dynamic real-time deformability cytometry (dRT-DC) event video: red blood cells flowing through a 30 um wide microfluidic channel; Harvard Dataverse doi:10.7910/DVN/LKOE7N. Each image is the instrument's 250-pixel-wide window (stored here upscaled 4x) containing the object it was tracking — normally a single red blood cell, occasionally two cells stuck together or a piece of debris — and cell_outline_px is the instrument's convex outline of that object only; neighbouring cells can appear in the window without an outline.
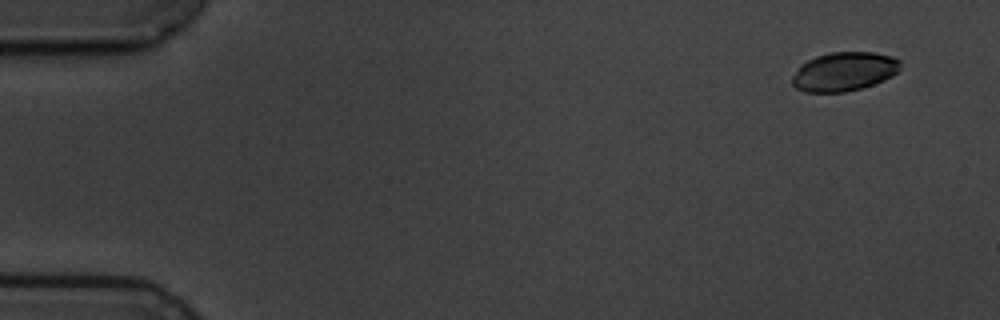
{"species": "common noctule bat (a hibernating species)", "species_latin": "Nyctalus noctula", "temperature_condition": "cold", "stored_images_in_passage": 4, "camera_frame_rate_fps": 3000, "um_per_image_px": 0.085, "animal": {"sex": "male", "body_mass_g": 19.5, "forearm_length_mm": 54.6}, "frame": {"image": 1, "passage_image": 1, "time_ms": 0.0, "image_size_px": [1000, 320], "cell_outline_px": [[900, 68], [892, 76], [884, 80], [860, 88], [844, 92], [804, 92], [796, 88], [792, 84], [792, 76], [800, 64], [816, 56], [828, 52], [872, 52], [892, 56], [900, 60]], "centroid_in_image_um": [71.72, 6.08], "position_along_channel_um": 13.3, "area_um2": 24.57}}